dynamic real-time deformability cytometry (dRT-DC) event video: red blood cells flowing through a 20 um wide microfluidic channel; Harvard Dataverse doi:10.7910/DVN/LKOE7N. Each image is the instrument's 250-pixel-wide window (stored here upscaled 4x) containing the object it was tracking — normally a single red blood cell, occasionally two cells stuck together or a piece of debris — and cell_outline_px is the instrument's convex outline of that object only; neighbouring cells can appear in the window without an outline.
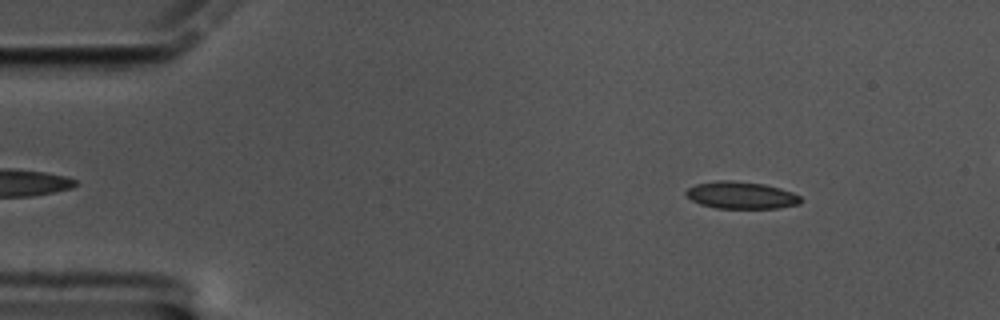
{"species": "common noctule bat (a hibernating species)", "species_latin": "Nyctalus noctula", "temperature_condition": "cold", "stored_images_in_passage": 57, "camera_frame_rate_fps": 3000, "um_per_image_px": 0.085, "animal": {"sex": "male", "body_mass_g": 17.5, "forearm_length_mm": 52.3}, "frame": {"image": 1, "passage_image": 5, "time_ms": 1.333, "image_size_px": [1000, 320], "cell_outline_px": [[804, 200], [800, 204], [776, 208], [716, 208], [700, 204], [692, 200], [684, 192], [688, 188], [696, 184], [720, 180], [732, 180], [764, 184], [780, 188], [792, 192], [800, 196]], "centroid_in_image_um": [63.02, 16.59], "position_along_channel_um": 22.0, "area_um2": 18.15}}
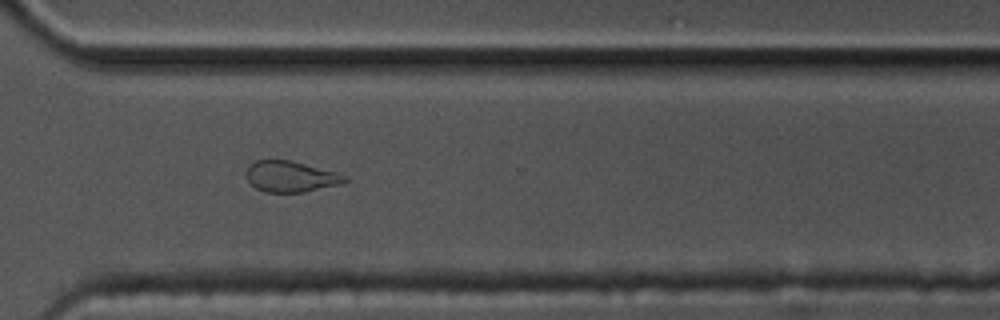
{"frame": {"image": 2, "passage_image": 41, "time_ms": 13.333, "image_size_px": [1000, 320], "cell_outline_px": [[348, 180], [344, 184], [304, 192], [264, 192], [256, 188], [248, 180], [248, 168], [256, 160], [292, 160], [336, 172], [348, 176]], "centroid_in_image_um": [24.79, 15.01], "position_along_channel_um": 345.8, "area_um2": 17.74}}
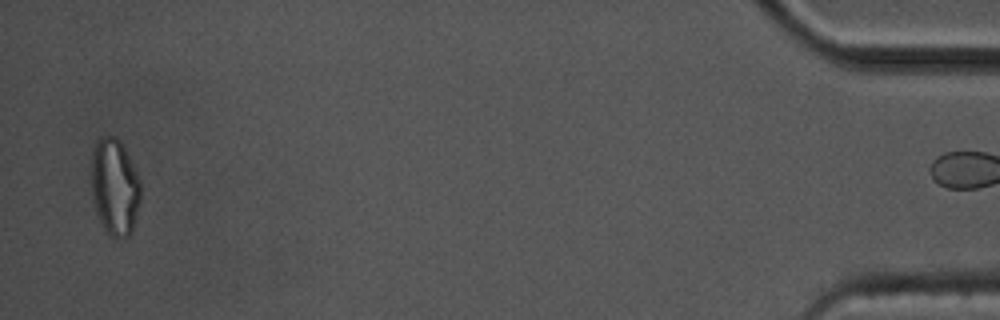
{"frame": {"image": 3, "passage_image": 56, "time_ms": 18.333, "image_size_px": [1000, 320], "cell_outline_px": [[140, 200], [132, 232], [128, 236], [120, 240], [116, 240], [108, 236], [96, 212], [92, 200], [92, 152], [96, 140], [100, 136], [116, 136], [120, 140], [140, 180]], "centroid_in_image_um": [9.74, 15.93], "position_along_channel_um": 425.5, "area_um2": 28.03}, "authors_computed_cell_mechanics": {"area_um2": 18.3804, "velocity_mm_per_s": 3.3351, "shape_relaxation_time_tau1_ms": null, "shape_relaxation_time_tau2_ms": 2.1079, "deformation_change_tau1": null, "deformation_change_tau2": 0.0846}}